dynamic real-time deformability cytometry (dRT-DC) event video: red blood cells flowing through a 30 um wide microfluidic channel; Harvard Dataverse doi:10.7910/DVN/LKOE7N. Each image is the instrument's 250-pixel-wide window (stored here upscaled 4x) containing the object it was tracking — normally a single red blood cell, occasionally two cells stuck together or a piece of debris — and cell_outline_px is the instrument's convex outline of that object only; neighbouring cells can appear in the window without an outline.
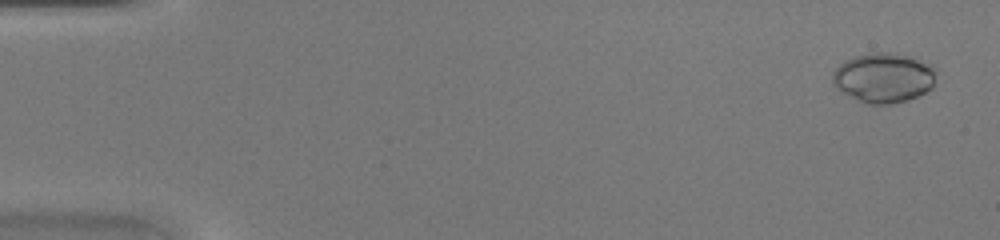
{"species": "common noctule bat (a hibernating species)", "species_latin": "Nyctalus noctula", "temperature_condition": "warm", "stored_images_in_passage": 46, "camera_frame_rate_fps": 3000, "um_per_image_px": 0.085, "animal": {"sex": "female", "body_mass_g": 20.0, "forearm_length_mm": 54.0}, "frame": {"image": 1, "passage_image": 2, "time_ms": 0.333, "image_size_px": [1000, 240], "cell_outline_px": [[936, 72], [932, 88], [908, 100], [892, 104], [864, 104], [840, 92], [832, 84], [832, 72], [840, 64], [856, 56], [872, 52], [896, 52], [908, 56], [932, 68]], "centroid_in_image_um": [75.04, 6.63], "position_along_channel_um": 10.0, "area_um2": 29.94}}
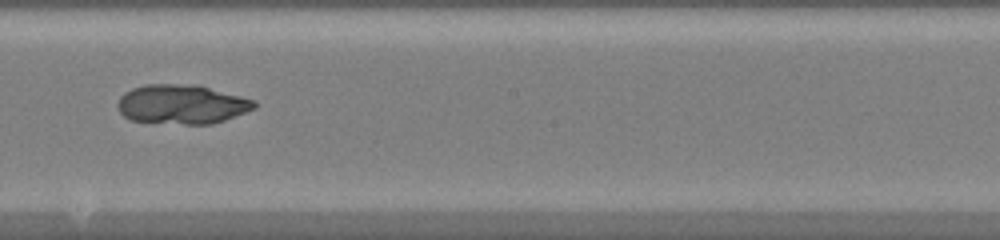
{"frame": {"image": 2, "passage_image": 27, "time_ms": 8.667, "image_size_px": [1000, 240], "cell_outline_px": [[256, 108], [224, 120], [212, 124], [184, 124], [132, 120], [124, 116], [120, 112], [116, 104], [120, 96], [124, 92], [132, 88], [144, 84], [176, 84], [208, 88], [256, 100]], "centroid_in_image_um": [15.42, 8.87], "position_along_channel_um": 232.8, "area_um2": 30.92}}
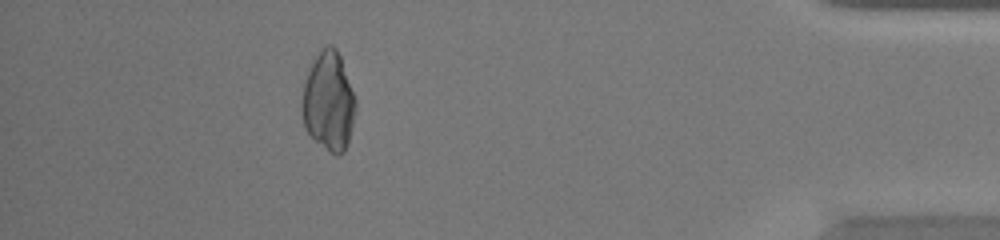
{"frame": {"image": 3, "passage_image": 42, "time_ms": 13.667, "image_size_px": [1000, 240], "cell_outline_px": [[356, 108], [348, 144], [344, 152], [340, 156], [336, 156], [328, 152], [304, 128], [300, 108], [300, 100], [304, 84], [308, 72], [316, 56], [328, 44], [332, 44], [336, 48], [340, 56], [356, 100]], "centroid_in_image_um": [27.92, 8.67], "position_along_channel_um": 407.3, "area_um2": 31.04}}